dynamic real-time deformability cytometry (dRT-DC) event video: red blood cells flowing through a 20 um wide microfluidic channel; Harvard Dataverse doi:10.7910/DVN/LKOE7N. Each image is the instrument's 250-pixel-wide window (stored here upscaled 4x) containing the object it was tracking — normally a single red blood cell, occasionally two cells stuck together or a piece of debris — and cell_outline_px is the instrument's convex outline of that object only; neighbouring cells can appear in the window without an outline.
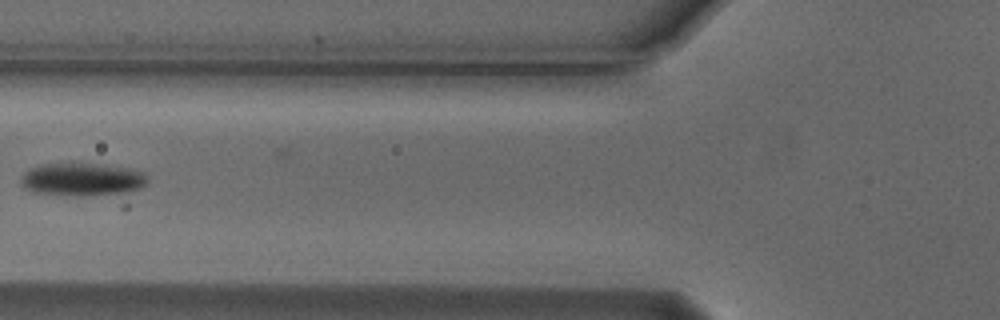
{"species": "Egyptian fruit bat (a non-hibernating species)", "species_latin": "Rousettus aegyptiacus", "temperature_condition": "cold", "stored_images_in_passage": 7, "camera_frame_rate_fps": 3000, "um_per_image_px": 0.085, "animal": {"sex": "male"}, "frame": {"image": 1, "passage_image": 5, "time_ms": 1.333, "image_size_px": [1000, 320], "cell_outline_px": [[148, 184], [128, 208], [120, 208], [32, 192], [24, 188], [20, 184], [20, 176], [28, 168], [40, 164], [108, 164], [128, 168], [144, 172], [148, 176]], "centroid_in_image_um": [7.38, 15.55], "position_along_channel_um": 118.4, "area_um2": 30.29}}